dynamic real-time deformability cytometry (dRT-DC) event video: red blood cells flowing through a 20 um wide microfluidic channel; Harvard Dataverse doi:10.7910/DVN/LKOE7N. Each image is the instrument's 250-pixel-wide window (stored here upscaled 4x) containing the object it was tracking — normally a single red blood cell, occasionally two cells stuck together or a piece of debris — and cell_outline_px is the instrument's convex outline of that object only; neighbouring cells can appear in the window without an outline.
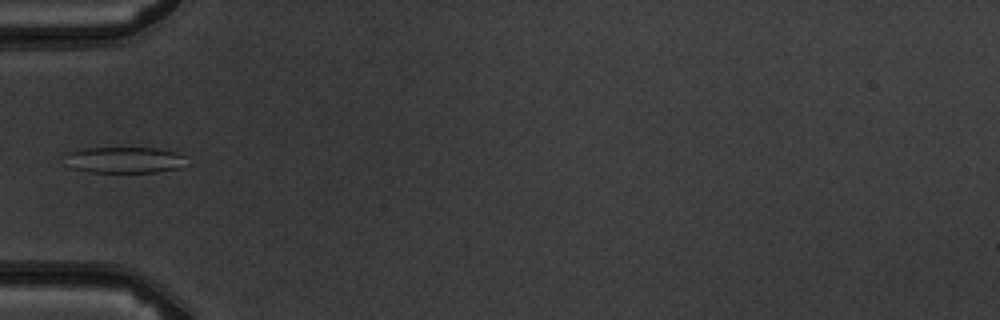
{"species": "common noctule bat (a hibernating species)", "species_latin": "Nyctalus noctula", "temperature_condition": "warm", "stored_images_in_passage": 5, "camera_frame_rate_fps": 3000, "um_per_image_px": 0.085, "animal": {"sex": "male", "body_mass_g": 19.5, "forearm_length_mm": 54.6}, "frame": {"image": 1, "passage_image": 5, "time_ms": 4.667, "image_size_px": [1000, 320], "cell_outline_px": [[192, 164], [180, 168], [160, 172], [88, 172], [72, 168], [64, 156], [68, 152], [76, 148], [116, 144], [164, 148], [180, 152], [188, 156]], "centroid_in_image_um": [10.7, 13.52], "position_along_channel_um": 74.3, "area_um2": 20.63}}